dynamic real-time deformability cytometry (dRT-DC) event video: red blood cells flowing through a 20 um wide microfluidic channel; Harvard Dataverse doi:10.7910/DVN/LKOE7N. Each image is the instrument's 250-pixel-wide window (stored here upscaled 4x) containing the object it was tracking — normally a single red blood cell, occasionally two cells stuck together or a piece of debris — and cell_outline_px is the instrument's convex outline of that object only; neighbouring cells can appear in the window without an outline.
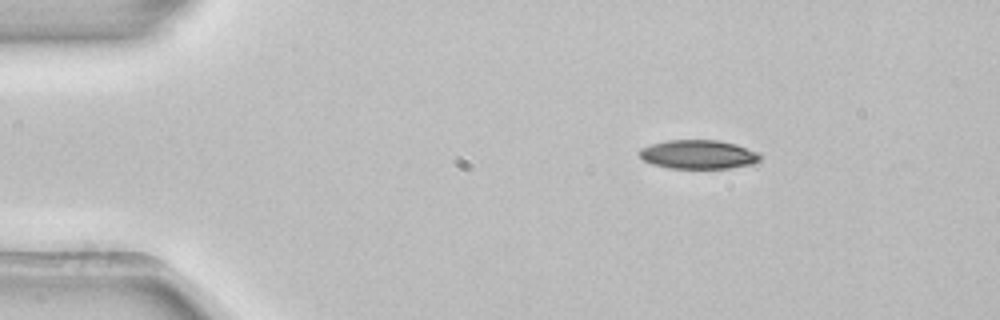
{"species": "common noctule bat (a hibernating species)", "species_latin": "Nyctalus noctula", "temperature_condition": "room temperature", "stored_images_in_passage": 2, "camera_frame_rate_fps": 3000, "um_per_image_px": 0.085, "animal": {"sex": "female", "body_mass_g": 22.7, "forearm_length_mm": 54.2}, "frame": {"image": 1, "passage_image": 1, "time_ms": 0.0, "image_size_px": [1000, 320], "cell_outline_px": [[760, 160], [756, 164], [728, 168], [668, 168], [652, 164], [644, 160], [636, 152], [640, 148], [652, 144], [668, 140], [716, 140], [736, 144], [760, 152]], "centroid_in_image_um": [59.37, 13.13], "position_along_channel_um": 25.6, "area_um2": 20.52}}